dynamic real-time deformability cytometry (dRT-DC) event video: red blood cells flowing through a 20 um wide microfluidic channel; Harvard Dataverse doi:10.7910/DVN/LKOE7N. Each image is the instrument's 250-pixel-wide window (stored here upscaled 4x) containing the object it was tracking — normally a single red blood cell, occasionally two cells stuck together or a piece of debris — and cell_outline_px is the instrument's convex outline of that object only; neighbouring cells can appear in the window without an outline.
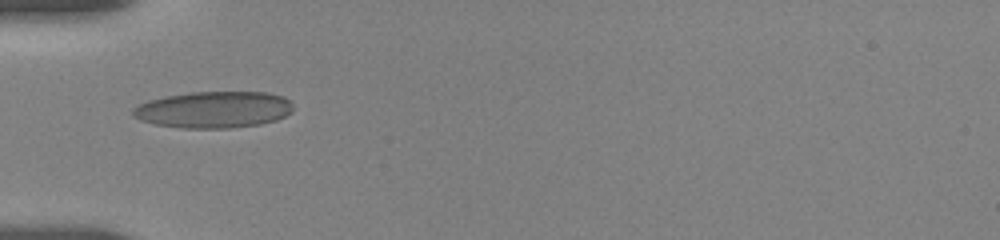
{"species": "human", "species_latin": "Homo sapiens", "temperature_condition": "room temperature", "stored_images_in_passage": 6, "camera_frame_rate_fps": 3000, "um_per_image_px": 0.085, "donor": {"sex": "female"}, "frame": {"image": 1, "passage_image": 1, "time_ms": 0.0, "image_size_px": [1000, 240], "cell_outline_px": [[292, 112], [276, 120], [260, 124], [228, 128], [184, 128], [156, 124], [140, 120], [132, 116], [132, 108], [148, 100], [164, 96], [192, 92], [268, 92], [284, 96], [292, 104]], "centroid_in_image_um": [18.16, 9.31], "position_along_channel_um": 66.8, "area_um2": 34.22}}
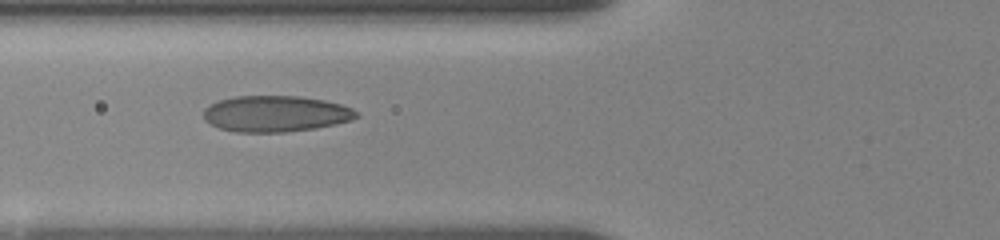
{"frame": {"image": 2, "passage_image": 5, "time_ms": 1.0, "image_size_px": [1000, 240], "cell_outline_px": [[360, 116], [348, 120], [316, 128], [284, 132], [236, 132], [220, 128], [204, 120], [204, 108], [220, 100], [236, 96], [300, 96], [324, 100], [340, 104], [352, 108]], "centroid_in_image_um": [23.41, 9.66], "position_along_channel_um": 102.4, "area_um2": 31.91}}